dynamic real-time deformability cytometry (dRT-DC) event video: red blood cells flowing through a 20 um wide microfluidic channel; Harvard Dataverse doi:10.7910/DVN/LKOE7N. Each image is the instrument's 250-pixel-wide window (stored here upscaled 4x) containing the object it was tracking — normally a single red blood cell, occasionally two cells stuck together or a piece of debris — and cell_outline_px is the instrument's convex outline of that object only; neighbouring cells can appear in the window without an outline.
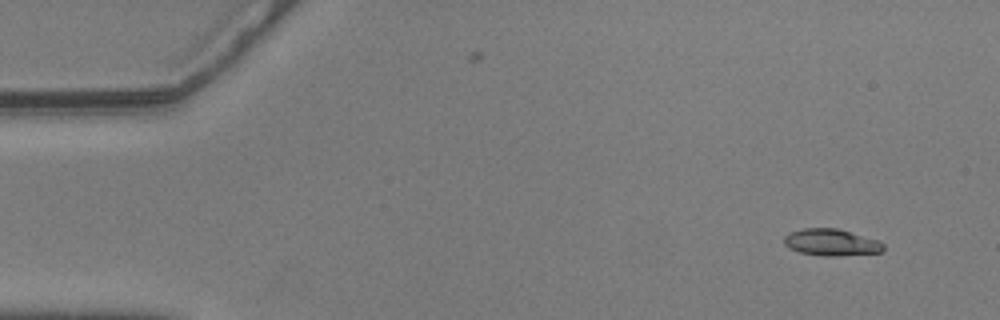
{"species": "common noctule bat (a hibernating species)", "species_latin": "Nyctalus noctula", "temperature_condition": "warm", "stored_images_in_passage": 52, "camera_frame_rate_fps": 3000, "um_per_image_px": 0.085, "animal": {"sex": "male", "body_mass_g": 20.5, "forearm_length_mm": 52.5}, "frame": {"image": 1, "passage_image": 1, "time_ms": 0.0, "image_size_px": [1000, 320], "cell_outline_px": [[884, 252], [840, 256], [824, 256], [800, 252], [788, 248], [784, 244], [784, 236], [788, 232], [804, 228], [836, 228], [876, 240], [884, 244]], "centroid_in_image_um": [70.63, 20.61], "position_along_channel_um": 14.4, "area_um2": 15.49}}
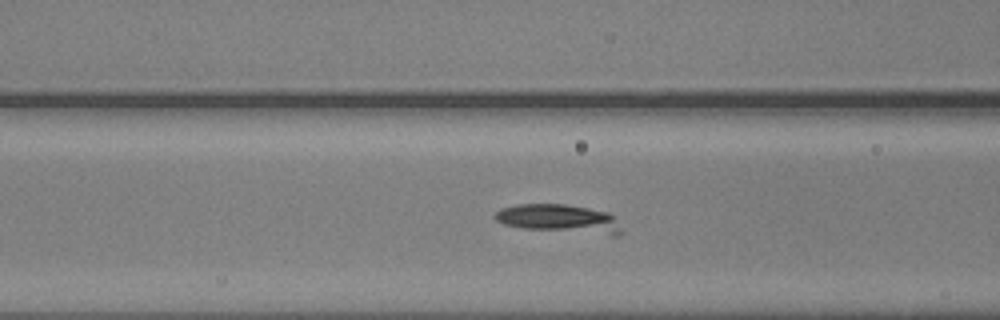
{"frame": {"image": 2, "passage_image": 19, "time_ms": 6.0, "image_size_px": [1000, 320], "cell_outline_px": [[624, 232], [616, 236], [612, 236], [524, 228], [504, 224], [496, 220], [492, 216], [500, 208], [516, 204], [564, 204], [588, 208], [608, 212], [612, 216]], "centroid_in_image_um": [47.54, 18.6], "position_along_channel_um": 119.1, "area_um2": 21.15}}
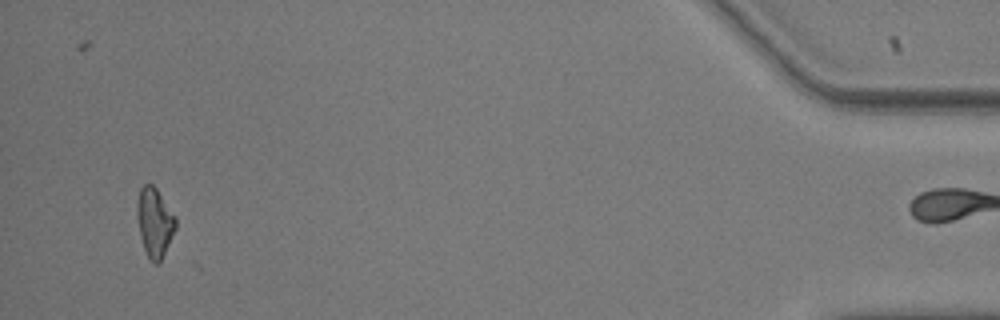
{"frame": {"image": 3, "passage_image": 51, "time_ms": 16.667, "image_size_px": [1000, 320], "cell_outline_px": [[176, 228], [160, 264], [152, 264], [144, 248], [140, 236], [136, 212], [136, 204], [140, 188], [144, 184], [152, 184], [156, 188], [176, 216]], "centroid_in_image_um": [13.14, 18.92], "position_along_channel_um": 422.1, "area_um2": 15.72}}